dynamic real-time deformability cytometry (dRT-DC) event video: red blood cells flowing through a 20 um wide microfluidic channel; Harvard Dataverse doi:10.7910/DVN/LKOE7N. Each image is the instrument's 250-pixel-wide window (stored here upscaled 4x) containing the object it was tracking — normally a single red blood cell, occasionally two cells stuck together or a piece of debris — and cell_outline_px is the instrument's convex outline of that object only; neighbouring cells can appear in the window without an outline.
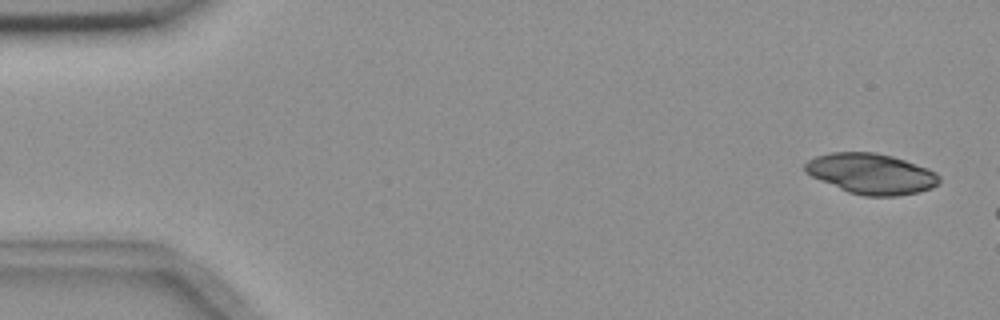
{"species": "common noctule bat (a hibernating species)", "species_latin": "Nyctalus noctula", "temperature_condition": "room temperature", "stored_images_in_passage": 3, "camera_frame_rate_fps": 3000, "um_per_image_px": 0.085, "animal": {"sex": "female", "body_mass_g": 18.4}, "frame": {"image": 1, "passage_image": 1, "time_ms": 0.0, "image_size_px": [1000, 320], "cell_outline_px": [[940, 180], [932, 188], [920, 192], [896, 196], [864, 196], [848, 192], [820, 180], [804, 172], [804, 164], [808, 160], [816, 156], [832, 152], [876, 152], [892, 156], [928, 168], [936, 172], [940, 176]], "centroid_in_image_um": [74.05, 14.77], "position_along_channel_um": 10.9, "area_um2": 31.73}}